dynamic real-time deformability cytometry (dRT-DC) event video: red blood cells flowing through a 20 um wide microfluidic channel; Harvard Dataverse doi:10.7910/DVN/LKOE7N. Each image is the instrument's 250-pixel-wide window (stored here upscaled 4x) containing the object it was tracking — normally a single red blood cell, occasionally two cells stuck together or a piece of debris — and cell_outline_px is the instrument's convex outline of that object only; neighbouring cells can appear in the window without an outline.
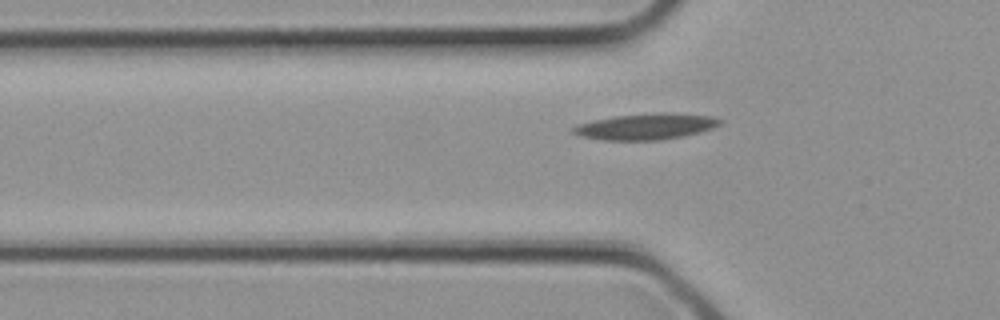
{"species": "common noctule bat (a hibernating species)", "species_latin": "Nyctalus noctula", "temperature_condition": "cold", "stored_images_in_passage": 3, "camera_frame_rate_fps": 3000, "um_per_image_px": 0.085, "animal": {"sex": "female", "body_mass_g": 21.9}, "frame": {"image": 1, "passage_image": 3, "time_ms": 0.667, "image_size_px": [1000, 320], "cell_outline_px": [[724, 120], [720, 124], [712, 128], [700, 132], [684, 136], [660, 140], [600, 140], [580, 136], [572, 132], [572, 128], [580, 124], [592, 120], [616, 116], [660, 112], [664, 112], [712, 116]], "centroid_in_image_um": [54.92, 10.76], "position_along_channel_um": 70.9, "area_um2": 22.31}}